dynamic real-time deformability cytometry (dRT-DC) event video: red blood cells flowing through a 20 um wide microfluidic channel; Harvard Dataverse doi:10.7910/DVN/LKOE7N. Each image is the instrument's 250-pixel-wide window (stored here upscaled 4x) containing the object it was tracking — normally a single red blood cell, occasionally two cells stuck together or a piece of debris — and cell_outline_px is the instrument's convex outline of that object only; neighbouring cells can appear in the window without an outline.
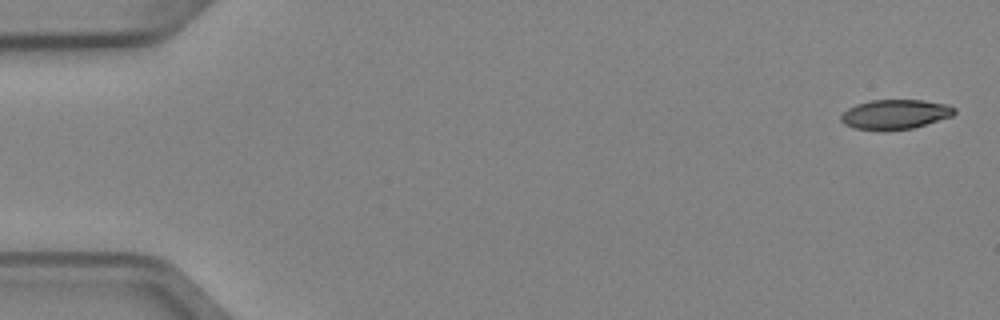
{"species": "Egyptian fruit bat (a non-hibernating species)", "species_latin": "Rousettus aegyptiacus", "temperature_condition": "cold", "stored_images_in_passage": 8, "camera_frame_rate_fps": 3000, "um_per_image_px": 0.085, "animal": {"sex": "female"}, "frame": {"image": 1, "passage_image": 1, "time_ms": 0.0, "image_size_px": [1000, 320], "cell_outline_px": [[956, 112], [952, 116], [912, 128], [856, 128], [844, 124], [840, 120], [840, 116], [848, 108], [856, 104], [872, 100], [924, 100], [948, 104], [956, 108]], "centroid_in_image_um": [76.12, 9.67], "position_along_channel_um": 8.9, "area_um2": 19.02}}
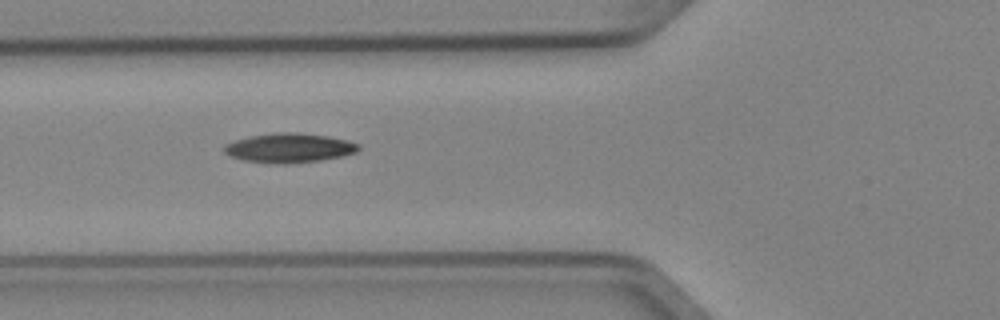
{"frame": {"image": 2, "passage_image": 6, "time_ms": 1.667, "image_size_px": [1000, 320], "cell_outline_px": [[360, 148], [356, 152], [344, 156], [320, 160], [284, 164], [268, 164], [244, 160], [232, 156], [224, 152], [224, 144], [236, 140], [252, 136], [276, 132], [300, 132], [328, 136], [348, 140], [360, 144]], "centroid_in_image_um": [24.61, 12.57], "position_along_channel_um": 101.2, "area_um2": 23.12}}
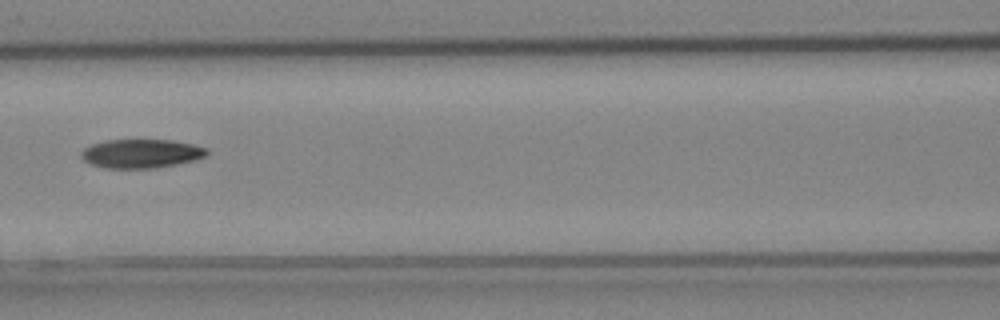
{"frame": {"image": 3, "passage_image": 7, "time_ms": 2.0, "image_size_px": [1000, 320], "cell_outline_px": [[208, 152], [204, 156], [196, 160], [156, 168], [104, 168], [92, 164], [84, 160], [80, 156], [80, 152], [84, 148], [92, 144], [104, 140], [172, 140], [192, 144], [208, 148]], "centroid_in_image_um": [11.99, 13.05], "position_along_channel_um": 154.6, "area_um2": 21.15}}